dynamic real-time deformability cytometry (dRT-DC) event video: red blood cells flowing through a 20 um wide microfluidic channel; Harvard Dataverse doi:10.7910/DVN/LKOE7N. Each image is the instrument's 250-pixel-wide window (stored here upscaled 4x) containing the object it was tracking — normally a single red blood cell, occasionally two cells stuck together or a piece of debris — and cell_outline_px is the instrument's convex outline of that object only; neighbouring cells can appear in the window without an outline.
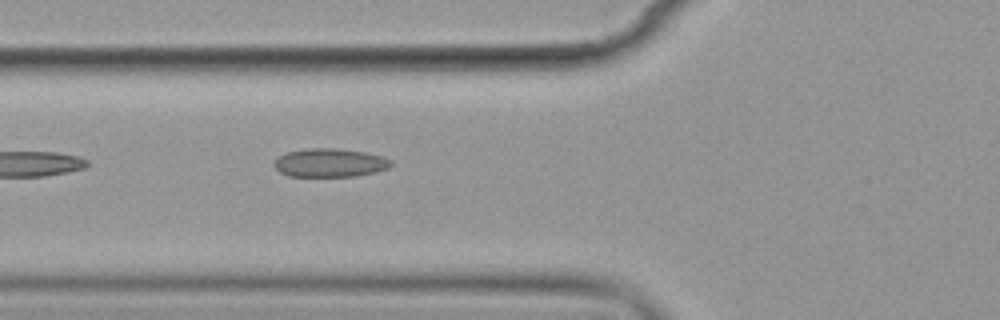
{"species": "common noctule bat (a hibernating species)", "species_latin": "Nyctalus noctula", "temperature_condition": "cold", "stored_images_in_passage": 7, "camera_frame_rate_fps": 3000, "um_per_image_px": 0.085, "animal": {"sex": "female", "body_mass_g": 19.9}, "frame": {"image": 1, "passage_image": 7, "time_ms": 6.667, "image_size_px": [1000, 320], "cell_outline_px": [[392, 164], [388, 168], [376, 172], [356, 176], [288, 176], [280, 172], [272, 164], [280, 156], [288, 152], [308, 148], [336, 148], [364, 152], [384, 156], [392, 160]], "centroid_in_image_um": [28.07, 13.83], "position_along_channel_um": 97.7, "area_um2": 19.42}}